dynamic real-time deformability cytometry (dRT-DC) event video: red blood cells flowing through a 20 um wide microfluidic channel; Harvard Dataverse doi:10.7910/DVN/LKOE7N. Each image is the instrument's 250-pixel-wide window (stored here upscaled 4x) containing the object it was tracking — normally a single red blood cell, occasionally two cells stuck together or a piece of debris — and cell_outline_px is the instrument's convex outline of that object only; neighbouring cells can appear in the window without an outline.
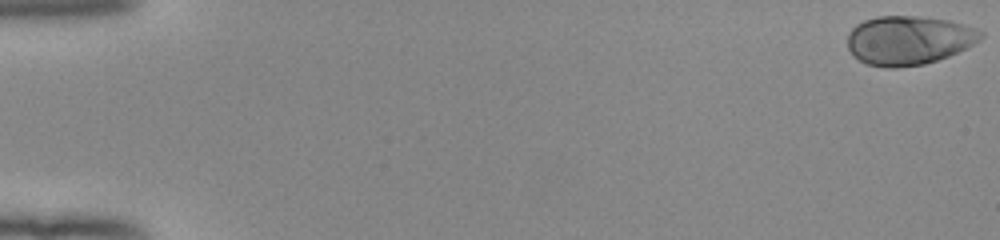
{"species": "human", "species_latin": "Homo sapiens", "temperature_condition": "room temperature", "stored_images_in_passage": 53, "camera_frame_rate_fps": 3000, "um_per_image_px": 0.085, "donor": {"sex": "female"}, "frame": {"image": 1, "passage_image": 1, "time_ms": 0.0, "image_size_px": [1000, 240], "cell_outline_px": [[984, 36], [980, 40], [948, 56], [924, 64], [896, 68], [888, 68], [868, 64], [852, 56], [848, 48], [848, 32], [856, 24], [864, 20], [880, 16], [916, 16], [948, 20], [976, 28], [984, 32]], "centroid_in_image_um": [77.21, 3.42], "position_along_channel_um": 7.8, "area_um2": 37.97}}
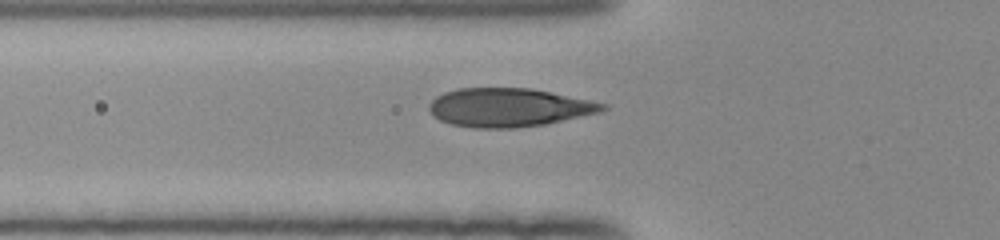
{"frame": {"image": 2, "passage_image": 20, "time_ms": 6.333, "image_size_px": [1000, 240], "cell_outline_px": [[608, 108], [600, 112], [544, 124], [516, 128], [472, 128], [452, 124], [440, 120], [432, 116], [428, 108], [428, 104], [436, 96], [444, 92], [460, 88], [532, 88], [608, 104]], "centroid_in_image_um": [43.21, 9.13], "position_along_channel_um": 82.6, "area_um2": 39.02}}
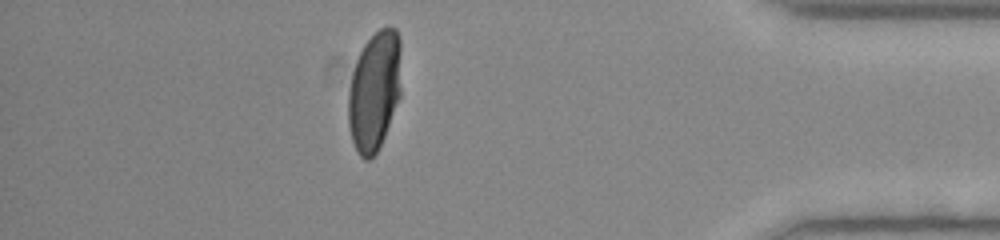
{"frame": {"image": 3, "passage_image": 47, "time_ms": 15.333, "image_size_px": [1000, 240], "cell_outline_px": [[400, 96], [384, 136], [372, 160], [364, 160], [356, 152], [352, 140], [348, 124], [348, 92], [352, 72], [356, 60], [364, 44], [380, 28], [396, 28], [400, 36]], "centroid_in_image_um": [31.81, 7.74], "position_along_channel_um": 403.4, "area_um2": 36.93}, "authors_computed_cell_mechanics": {"area_um2": 38.0324, "velocity_mm_per_s": 3.9563, "shape_relaxation_time_tau1_ms": 3.3842, "shape_relaxation_time_tau2_ms": null, "deformation_change_tau1": 0.1965, "deformation_change_tau2": null}}